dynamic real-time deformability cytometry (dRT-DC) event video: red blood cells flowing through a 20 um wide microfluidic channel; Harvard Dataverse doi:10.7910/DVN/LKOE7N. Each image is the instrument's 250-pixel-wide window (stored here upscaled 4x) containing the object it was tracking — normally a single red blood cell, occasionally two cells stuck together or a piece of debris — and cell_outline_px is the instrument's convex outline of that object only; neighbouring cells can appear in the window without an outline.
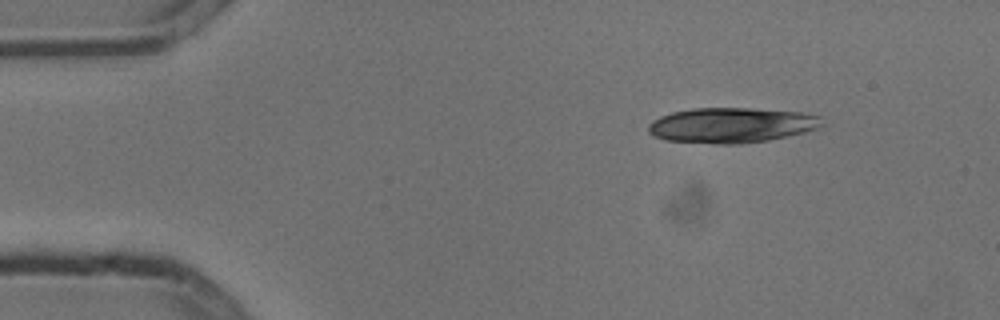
{"species": "common noctule bat (a hibernating species)", "species_latin": "Nyctalus noctula", "temperature_condition": "cold", "stored_images_in_passage": 6, "camera_frame_rate_fps": 3000, "um_per_image_px": 0.085, "animal": {"sex": "male", "body_mass_g": 13.3}, "frame": {"image": 1, "passage_image": 1, "time_ms": 0.0, "image_size_px": [1000, 320], "cell_outline_px": [[824, 124], [816, 128], [768, 140], [740, 144], [716, 144], [664, 140], [648, 132], [648, 124], [652, 120], [660, 116], [672, 112], [692, 108], [752, 108], [800, 112], [820, 116]], "centroid_in_image_um": [62.12, 10.64], "position_along_channel_um": 22.9, "area_um2": 35.49}}
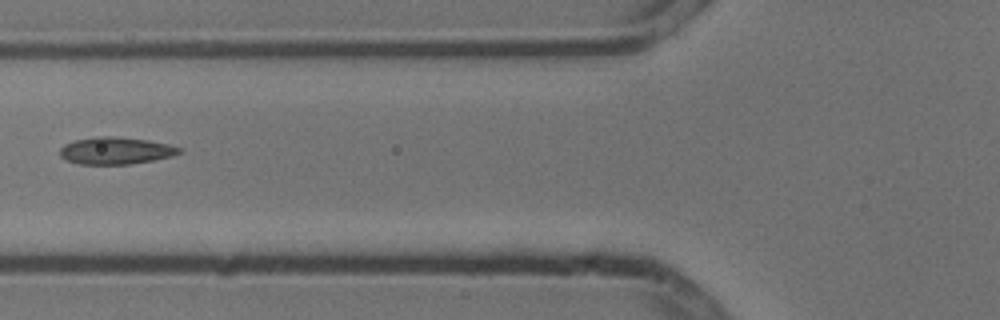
{"frame": {"image": 2, "passage_image": 5, "time_ms": 1.333, "image_size_px": [1000, 320], "cell_outline_px": [[184, 152], [172, 156], [152, 160], [128, 164], [80, 164], [68, 160], [60, 156], [60, 148], [64, 144], [76, 140], [96, 136], [112, 136], [148, 140], [168, 144], [184, 148]], "centroid_in_image_um": [9.88, 12.8], "position_along_channel_um": 115.9, "area_um2": 18.84}}
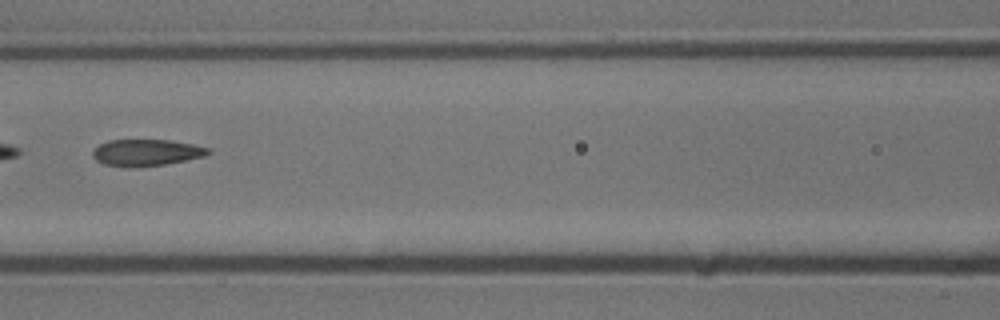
{"frame": {"image": 3, "passage_image": 6, "time_ms": 1.667, "image_size_px": [1000, 320], "cell_outline_px": [[212, 152], [204, 156], [164, 164], [104, 164], [96, 160], [92, 156], [92, 152], [100, 144], [108, 140], [172, 140], [212, 148]], "centroid_in_image_um": [12.51, 12.91], "position_along_channel_um": 154.1, "area_um2": 17.05}}